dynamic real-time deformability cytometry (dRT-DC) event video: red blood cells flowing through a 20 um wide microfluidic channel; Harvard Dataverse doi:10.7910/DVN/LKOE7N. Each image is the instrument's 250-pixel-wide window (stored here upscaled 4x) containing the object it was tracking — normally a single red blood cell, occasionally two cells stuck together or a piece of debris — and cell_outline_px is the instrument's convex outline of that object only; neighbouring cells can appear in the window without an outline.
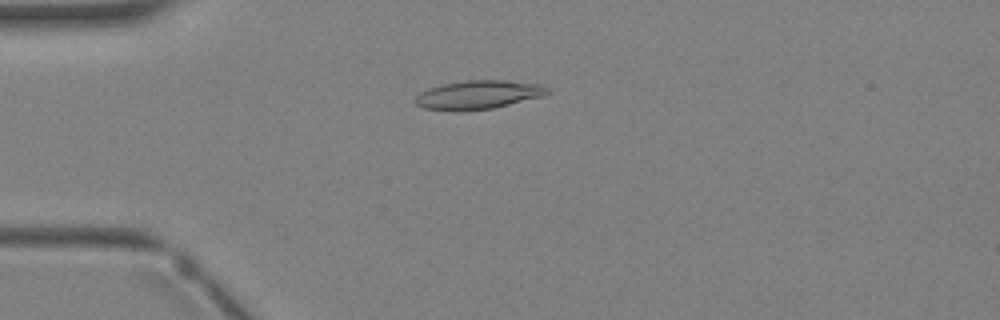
{"species": "Egyptian fruit bat (a non-hibernating species)", "species_latin": "Rousettus aegyptiacus", "temperature_condition": "warm", "stored_images_in_passage": 3, "camera_frame_rate_fps": 3000, "um_per_image_px": 0.085, "animal": {"sex": "female"}, "frame": {"image": 1, "passage_image": 3, "time_ms": 2.333, "image_size_px": [1000, 320], "cell_outline_px": [[552, 92], [544, 96], [492, 108], [452, 112], [424, 108], [416, 104], [412, 100], [420, 92], [428, 88], [444, 84], [464, 80], [504, 80], [540, 84], [548, 88]], "centroid_in_image_um": [40.63, 8.06], "position_along_channel_um": 44.4, "area_um2": 22.31}}